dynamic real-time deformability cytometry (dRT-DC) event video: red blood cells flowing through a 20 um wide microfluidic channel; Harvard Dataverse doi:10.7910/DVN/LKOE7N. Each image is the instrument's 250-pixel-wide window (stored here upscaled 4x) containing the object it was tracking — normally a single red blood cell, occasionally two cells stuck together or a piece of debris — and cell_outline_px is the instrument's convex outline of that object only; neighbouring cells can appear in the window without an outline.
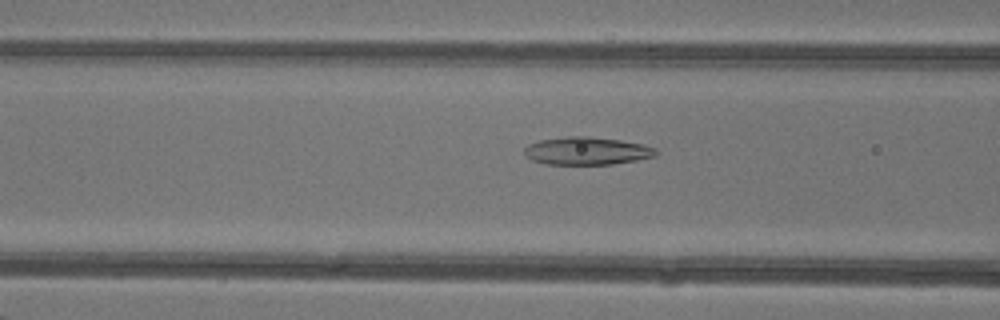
{"species": "common noctule bat (a hibernating species)", "species_latin": "Nyctalus noctula", "temperature_condition": "warm", "stored_images_in_passage": 38, "camera_frame_rate_fps": 3000, "um_per_image_px": 0.085, "animal": {"sex": "female"}, "frame": {"image": 1, "passage_image": 10, "time_ms": 3.0, "image_size_px": [1000, 320], "cell_outline_px": [[656, 156], [636, 160], [612, 164], [544, 164], [532, 160], [524, 156], [524, 148], [528, 144], [540, 140], [568, 136], [588, 136], [620, 140], [644, 144], [656, 148]], "centroid_in_image_um": [49.86, 12.82], "position_along_channel_um": 116.7, "area_um2": 21.39}}
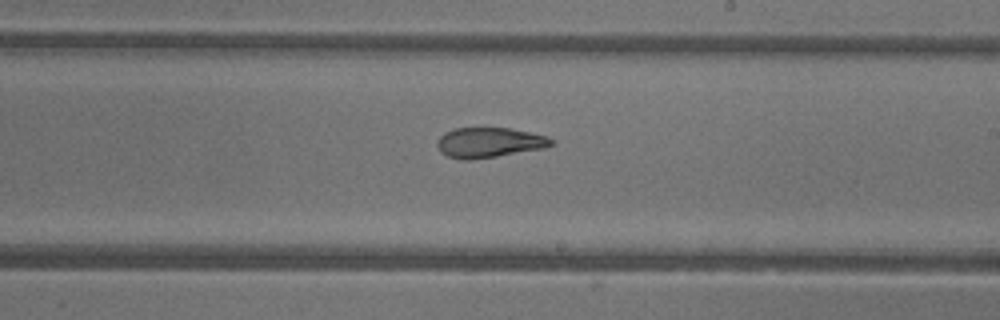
{"frame": {"image": 2, "passage_image": 19, "time_ms": 6.0, "image_size_px": [1000, 320], "cell_outline_px": [[556, 144], [544, 148], [472, 160], [460, 160], [448, 156], [440, 152], [436, 144], [436, 140], [444, 132], [456, 128], [508, 128], [548, 136], [556, 140]], "centroid_in_image_um": [41.58, 12.12], "position_along_channel_um": 247.4, "area_um2": 20.17}}
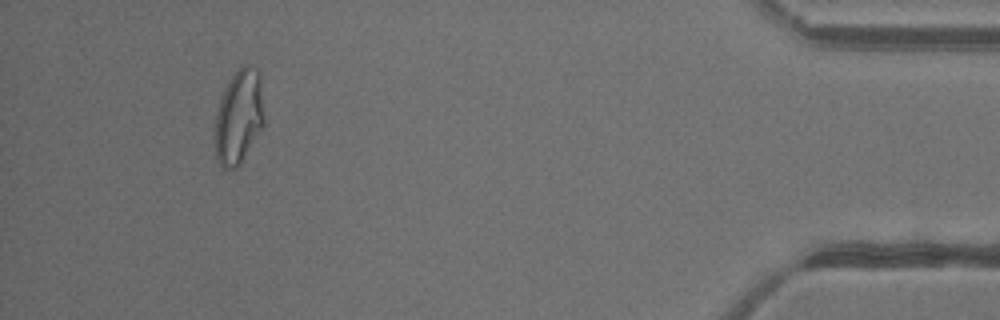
{"frame": {"image": 3, "passage_image": 35, "time_ms": 11.333, "image_size_px": [1000, 320], "cell_outline_px": [[264, 124], [240, 164], [236, 168], [224, 168], [216, 160], [216, 112], [220, 96], [228, 80], [244, 64], [248, 64], [260, 72], [264, 116]], "centroid_in_image_um": [20.31, 9.9], "position_along_channel_um": 414.9, "area_um2": 26.93}, "authors_computed_cell_mechanics": {"area_um2": 22.3686, "velocity_mm_per_s": 4.3559, "shape_relaxation_time_tau1_ms": null, "shape_relaxation_time_tau2_ms": 1.8614, "deformation_change_tau1": null, "deformation_change_tau2": 0.0913}}